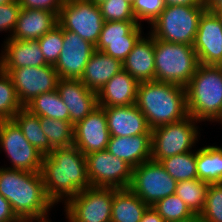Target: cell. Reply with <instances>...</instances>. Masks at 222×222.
I'll return each instance as SVG.
<instances>
[{
  "label": "cell",
  "instance_id": "cell-1",
  "mask_svg": "<svg viewBox=\"0 0 222 222\" xmlns=\"http://www.w3.org/2000/svg\"><path fill=\"white\" fill-rule=\"evenodd\" d=\"M41 174L46 194L54 205L65 204L80 191L91 187L85 155L75 145L54 148L45 155Z\"/></svg>",
  "mask_w": 222,
  "mask_h": 222
},
{
  "label": "cell",
  "instance_id": "cell-2",
  "mask_svg": "<svg viewBox=\"0 0 222 222\" xmlns=\"http://www.w3.org/2000/svg\"><path fill=\"white\" fill-rule=\"evenodd\" d=\"M0 194L20 220L49 218L55 206L48 198L41 172L0 167ZM49 213V215H48Z\"/></svg>",
  "mask_w": 222,
  "mask_h": 222
},
{
  "label": "cell",
  "instance_id": "cell-3",
  "mask_svg": "<svg viewBox=\"0 0 222 222\" xmlns=\"http://www.w3.org/2000/svg\"><path fill=\"white\" fill-rule=\"evenodd\" d=\"M136 105L151 130L189 116L185 87L174 83L139 82Z\"/></svg>",
  "mask_w": 222,
  "mask_h": 222
},
{
  "label": "cell",
  "instance_id": "cell-4",
  "mask_svg": "<svg viewBox=\"0 0 222 222\" xmlns=\"http://www.w3.org/2000/svg\"><path fill=\"white\" fill-rule=\"evenodd\" d=\"M185 90L188 114L212 123L222 109V67L199 64Z\"/></svg>",
  "mask_w": 222,
  "mask_h": 222
},
{
  "label": "cell",
  "instance_id": "cell-5",
  "mask_svg": "<svg viewBox=\"0 0 222 222\" xmlns=\"http://www.w3.org/2000/svg\"><path fill=\"white\" fill-rule=\"evenodd\" d=\"M155 81L186 86L199 65L193 46L154 39Z\"/></svg>",
  "mask_w": 222,
  "mask_h": 222
},
{
  "label": "cell",
  "instance_id": "cell-6",
  "mask_svg": "<svg viewBox=\"0 0 222 222\" xmlns=\"http://www.w3.org/2000/svg\"><path fill=\"white\" fill-rule=\"evenodd\" d=\"M206 6H166L148 31L154 39L193 46Z\"/></svg>",
  "mask_w": 222,
  "mask_h": 222
},
{
  "label": "cell",
  "instance_id": "cell-7",
  "mask_svg": "<svg viewBox=\"0 0 222 222\" xmlns=\"http://www.w3.org/2000/svg\"><path fill=\"white\" fill-rule=\"evenodd\" d=\"M198 123L201 122L189 115L183 120L152 129L151 159L159 162L177 154L193 151L192 147H195L201 137Z\"/></svg>",
  "mask_w": 222,
  "mask_h": 222
},
{
  "label": "cell",
  "instance_id": "cell-8",
  "mask_svg": "<svg viewBox=\"0 0 222 222\" xmlns=\"http://www.w3.org/2000/svg\"><path fill=\"white\" fill-rule=\"evenodd\" d=\"M115 188L89 187L64 204L68 222H111Z\"/></svg>",
  "mask_w": 222,
  "mask_h": 222
},
{
  "label": "cell",
  "instance_id": "cell-9",
  "mask_svg": "<svg viewBox=\"0 0 222 222\" xmlns=\"http://www.w3.org/2000/svg\"><path fill=\"white\" fill-rule=\"evenodd\" d=\"M58 24L63 30L76 33L96 46L104 19L99 5L90 0H65Z\"/></svg>",
  "mask_w": 222,
  "mask_h": 222
},
{
  "label": "cell",
  "instance_id": "cell-10",
  "mask_svg": "<svg viewBox=\"0 0 222 222\" xmlns=\"http://www.w3.org/2000/svg\"><path fill=\"white\" fill-rule=\"evenodd\" d=\"M177 181L162 167L160 162L148 160L133 168L129 189L148 206L175 194Z\"/></svg>",
  "mask_w": 222,
  "mask_h": 222
},
{
  "label": "cell",
  "instance_id": "cell-11",
  "mask_svg": "<svg viewBox=\"0 0 222 222\" xmlns=\"http://www.w3.org/2000/svg\"><path fill=\"white\" fill-rule=\"evenodd\" d=\"M0 149L11 163L5 168L41 172L44 155L29 143L12 119L0 120Z\"/></svg>",
  "mask_w": 222,
  "mask_h": 222
},
{
  "label": "cell",
  "instance_id": "cell-12",
  "mask_svg": "<svg viewBox=\"0 0 222 222\" xmlns=\"http://www.w3.org/2000/svg\"><path fill=\"white\" fill-rule=\"evenodd\" d=\"M87 176L93 187L129 188L133 167L106 149L85 155Z\"/></svg>",
  "mask_w": 222,
  "mask_h": 222
},
{
  "label": "cell",
  "instance_id": "cell-13",
  "mask_svg": "<svg viewBox=\"0 0 222 222\" xmlns=\"http://www.w3.org/2000/svg\"><path fill=\"white\" fill-rule=\"evenodd\" d=\"M6 72L15 87L19 102L24 107L34 97L54 91L59 80L53 65L1 69Z\"/></svg>",
  "mask_w": 222,
  "mask_h": 222
},
{
  "label": "cell",
  "instance_id": "cell-14",
  "mask_svg": "<svg viewBox=\"0 0 222 222\" xmlns=\"http://www.w3.org/2000/svg\"><path fill=\"white\" fill-rule=\"evenodd\" d=\"M137 21H104L95 50L123 62L143 36Z\"/></svg>",
  "mask_w": 222,
  "mask_h": 222
},
{
  "label": "cell",
  "instance_id": "cell-15",
  "mask_svg": "<svg viewBox=\"0 0 222 222\" xmlns=\"http://www.w3.org/2000/svg\"><path fill=\"white\" fill-rule=\"evenodd\" d=\"M63 40V47L54 68L59 78L80 79L95 51V45L68 30H63Z\"/></svg>",
  "mask_w": 222,
  "mask_h": 222
},
{
  "label": "cell",
  "instance_id": "cell-16",
  "mask_svg": "<svg viewBox=\"0 0 222 222\" xmlns=\"http://www.w3.org/2000/svg\"><path fill=\"white\" fill-rule=\"evenodd\" d=\"M193 48L199 64L222 63V25L214 12L206 9L202 13Z\"/></svg>",
  "mask_w": 222,
  "mask_h": 222
},
{
  "label": "cell",
  "instance_id": "cell-17",
  "mask_svg": "<svg viewBox=\"0 0 222 222\" xmlns=\"http://www.w3.org/2000/svg\"><path fill=\"white\" fill-rule=\"evenodd\" d=\"M110 134L103 107L97 106L82 121L74 125L73 145L84 155L105 150Z\"/></svg>",
  "mask_w": 222,
  "mask_h": 222
},
{
  "label": "cell",
  "instance_id": "cell-18",
  "mask_svg": "<svg viewBox=\"0 0 222 222\" xmlns=\"http://www.w3.org/2000/svg\"><path fill=\"white\" fill-rule=\"evenodd\" d=\"M56 90L69 110L73 125L82 121L98 106L97 93L88 89L80 79L59 78Z\"/></svg>",
  "mask_w": 222,
  "mask_h": 222
},
{
  "label": "cell",
  "instance_id": "cell-19",
  "mask_svg": "<svg viewBox=\"0 0 222 222\" xmlns=\"http://www.w3.org/2000/svg\"><path fill=\"white\" fill-rule=\"evenodd\" d=\"M103 108L110 136L151 135L146 118L136 104Z\"/></svg>",
  "mask_w": 222,
  "mask_h": 222
},
{
  "label": "cell",
  "instance_id": "cell-20",
  "mask_svg": "<svg viewBox=\"0 0 222 222\" xmlns=\"http://www.w3.org/2000/svg\"><path fill=\"white\" fill-rule=\"evenodd\" d=\"M0 53V69L39 67L48 65L38 40L5 39Z\"/></svg>",
  "mask_w": 222,
  "mask_h": 222
},
{
  "label": "cell",
  "instance_id": "cell-21",
  "mask_svg": "<svg viewBox=\"0 0 222 222\" xmlns=\"http://www.w3.org/2000/svg\"><path fill=\"white\" fill-rule=\"evenodd\" d=\"M139 82L127 71L115 74L98 92L100 107L127 106L136 104Z\"/></svg>",
  "mask_w": 222,
  "mask_h": 222
},
{
  "label": "cell",
  "instance_id": "cell-22",
  "mask_svg": "<svg viewBox=\"0 0 222 222\" xmlns=\"http://www.w3.org/2000/svg\"><path fill=\"white\" fill-rule=\"evenodd\" d=\"M146 35L138 40L122 62L123 70L138 82L155 80L154 37L149 32Z\"/></svg>",
  "mask_w": 222,
  "mask_h": 222
},
{
  "label": "cell",
  "instance_id": "cell-23",
  "mask_svg": "<svg viewBox=\"0 0 222 222\" xmlns=\"http://www.w3.org/2000/svg\"><path fill=\"white\" fill-rule=\"evenodd\" d=\"M58 24V16L51 11L21 8L16 27L10 38L38 40Z\"/></svg>",
  "mask_w": 222,
  "mask_h": 222
},
{
  "label": "cell",
  "instance_id": "cell-24",
  "mask_svg": "<svg viewBox=\"0 0 222 222\" xmlns=\"http://www.w3.org/2000/svg\"><path fill=\"white\" fill-rule=\"evenodd\" d=\"M151 135L110 136L106 150L130 166L137 167L151 160Z\"/></svg>",
  "mask_w": 222,
  "mask_h": 222
},
{
  "label": "cell",
  "instance_id": "cell-25",
  "mask_svg": "<svg viewBox=\"0 0 222 222\" xmlns=\"http://www.w3.org/2000/svg\"><path fill=\"white\" fill-rule=\"evenodd\" d=\"M123 70L120 60L95 50L85 66L80 80L88 89L97 93L115 74Z\"/></svg>",
  "mask_w": 222,
  "mask_h": 222
},
{
  "label": "cell",
  "instance_id": "cell-26",
  "mask_svg": "<svg viewBox=\"0 0 222 222\" xmlns=\"http://www.w3.org/2000/svg\"><path fill=\"white\" fill-rule=\"evenodd\" d=\"M148 207L129 188H115L111 222H140Z\"/></svg>",
  "mask_w": 222,
  "mask_h": 222
},
{
  "label": "cell",
  "instance_id": "cell-27",
  "mask_svg": "<svg viewBox=\"0 0 222 222\" xmlns=\"http://www.w3.org/2000/svg\"><path fill=\"white\" fill-rule=\"evenodd\" d=\"M12 120L21 129L29 143L44 156L54 150L42 130L40 117L38 115L33 114L25 107H22L20 111L13 116Z\"/></svg>",
  "mask_w": 222,
  "mask_h": 222
},
{
  "label": "cell",
  "instance_id": "cell-28",
  "mask_svg": "<svg viewBox=\"0 0 222 222\" xmlns=\"http://www.w3.org/2000/svg\"><path fill=\"white\" fill-rule=\"evenodd\" d=\"M198 179L209 184L222 183V147L206 145L197 149Z\"/></svg>",
  "mask_w": 222,
  "mask_h": 222
},
{
  "label": "cell",
  "instance_id": "cell-29",
  "mask_svg": "<svg viewBox=\"0 0 222 222\" xmlns=\"http://www.w3.org/2000/svg\"><path fill=\"white\" fill-rule=\"evenodd\" d=\"M24 107L39 117L70 122L69 110L57 90L34 97Z\"/></svg>",
  "mask_w": 222,
  "mask_h": 222
},
{
  "label": "cell",
  "instance_id": "cell-30",
  "mask_svg": "<svg viewBox=\"0 0 222 222\" xmlns=\"http://www.w3.org/2000/svg\"><path fill=\"white\" fill-rule=\"evenodd\" d=\"M197 150L177 154L160 160L166 172L177 182L198 179L196 166Z\"/></svg>",
  "mask_w": 222,
  "mask_h": 222
},
{
  "label": "cell",
  "instance_id": "cell-31",
  "mask_svg": "<svg viewBox=\"0 0 222 222\" xmlns=\"http://www.w3.org/2000/svg\"><path fill=\"white\" fill-rule=\"evenodd\" d=\"M209 183L200 179L177 182L175 194L187 205L193 214L200 215L205 205Z\"/></svg>",
  "mask_w": 222,
  "mask_h": 222
},
{
  "label": "cell",
  "instance_id": "cell-32",
  "mask_svg": "<svg viewBox=\"0 0 222 222\" xmlns=\"http://www.w3.org/2000/svg\"><path fill=\"white\" fill-rule=\"evenodd\" d=\"M41 127L53 148L73 145L74 125L69 121L40 117Z\"/></svg>",
  "mask_w": 222,
  "mask_h": 222
},
{
  "label": "cell",
  "instance_id": "cell-33",
  "mask_svg": "<svg viewBox=\"0 0 222 222\" xmlns=\"http://www.w3.org/2000/svg\"><path fill=\"white\" fill-rule=\"evenodd\" d=\"M22 107L10 76L0 69V120L12 119Z\"/></svg>",
  "mask_w": 222,
  "mask_h": 222
},
{
  "label": "cell",
  "instance_id": "cell-34",
  "mask_svg": "<svg viewBox=\"0 0 222 222\" xmlns=\"http://www.w3.org/2000/svg\"><path fill=\"white\" fill-rule=\"evenodd\" d=\"M153 208L165 222L184 220L194 215L176 194L169 195L159 200L154 204Z\"/></svg>",
  "mask_w": 222,
  "mask_h": 222
},
{
  "label": "cell",
  "instance_id": "cell-35",
  "mask_svg": "<svg viewBox=\"0 0 222 222\" xmlns=\"http://www.w3.org/2000/svg\"><path fill=\"white\" fill-rule=\"evenodd\" d=\"M63 29L57 24L38 39L40 50L47 64L55 65L63 47Z\"/></svg>",
  "mask_w": 222,
  "mask_h": 222
},
{
  "label": "cell",
  "instance_id": "cell-36",
  "mask_svg": "<svg viewBox=\"0 0 222 222\" xmlns=\"http://www.w3.org/2000/svg\"><path fill=\"white\" fill-rule=\"evenodd\" d=\"M200 216L203 222H222V183L209 184Z\"/></svg>",
  "mask_w": 222,
  "mask_h": 222
},
{
  "label": "cell",
  "instance_id": "cell-37",
  "mask_svg": "<svg viewBox=\"0 0 222 222\" xmlns=\"http://www.w3.org/2000/svg\"><path fill=\"white\" fill-rule=\"evenodd\" d=\"M99 8L104 21H136L132 6L125 0H106Z\"/></svg>",
  "mask_w": 222,
  "mask_h": 222
},
{
  "label": "cell",
  "instance_id": "cell-38",
  "mask_svg": "<svg viewBox=\"0 0 222 222\" xmlns=\"http://www.w3.org/2000/svg\"><path fill=\"white\" fill-rule=\"evenodd\" d=\"M165 7L164 0H135L132 11L138 24L144 20L151 25Z\"/></svg>",
  "mask_w": 222,
  "mask_h": 222
},
{
  "label": "cell",
  "instance_id": "cell-39",
  "mask_svg": "<svg viewBox=\"0 0 222 222\" xmlns=\"http://www.w3.org/2000/svg\"><path fill=\"white\" fill-rule=\"evenodd\" d=\"M21 10L18 0H14L10 3L0 5V32H8L10 35L5 37L9 39L16 27L18 15Z\"/></svg>",
  "mask_w": 222,
  "mask_h": 222
},
{
  "label": "cell",
  "instance_id": "cell-40",
  "mask_svg": "<svg viewBox=\"0 0 222 222\" xmlns=\"http://www.w3.org/2000/svg\"><path fill=\"white\" fill-rule=\"evenodd\" d=\"M18 2L21 8L51 11L59 16L65 0H18Z\"/></svg>",
  "mask_w": 222,
  "mask_h": 222
},
{
  "label": "cell",
  "instance_id": "cell-41",
  "mask_svg": "<svg viewBox=\"0 0 222 222\" xmlns=\"http://www.w3.org/2000/svg\"><path fill=\"white\" fill-rule=\"evenodd\" d=\"M11 204L0 194V222H19Z\"/></svg>",
  "mask_w": 222,
  "mask_h": 222
},
{
  "label": "cell",
  "instance_id": "cell-42",
  "mask_svg": "<svg viewBox=\"0 0 222 222\" xmlns=\"http://www.w3.org/2000/svg\"><path fill=\"white\" fill-rule=\"evenodd\" d=\"M166 6L182 5L188 7L205 6V0H164Z\"/></svg>",
  "mask_w": 222,
  "mask_h": 222
},
{
  "label": "cell",
  "instance_id": "cell-43",
  "mask_svg": "<svg viewBox=\"0 0 222 222\" xmlns=\"http://www.w3.org/2000/svg\"><path fill=\"white\" fill-rule=\"evenodd\" d=\"M140 222H165V221L152 206H149L147 210L144 212Z\"/></svg>",
  "mask_w": 222,
  "mask_h": 222
},
{
  "label": "cell",
  "instance_id": "cell-44",
  "mask_svg": "<svg viewBox=\"0 0 222 222\" xmlns=\"http://www.w3.org/2000/svg\"><path fill=\"white\" fill-rule=\"evenodd\" d=\"M205 6L209 11L222 10V0H205Z\"/></svg>",
  "mask_w": 222,
  "mask_h": 222
},
{
  "label": "cell",
  "instance_id": "cell-45",
  "mask_svg": "<svg viewBox=\"0 0 222 222\" xmlns=\"http://www.w3.org/2000/svg\"><path fill=\"white\" fill-rule=\"evenodd\" d=\"M175 222H203L202 218L200 215L194 214L193 216L184 219V220H178Z\"/></svg>",
  "mask_w": 222,
  "mask_h": 222
},
{
  "label": "cell",
  "instance_id": "cell-46",
  "mask_svg": "<svg viewBox=\"0 0 222 222\" xmlns=\"http://www.w3.org/2000/svg\"><path fill=\"white\" fill-rule=\"evenodd\" d=\"M214 12L217 16V18L219 19L221 25H222V10H217V11H211Z\"/></svg>",
  "mask_w": 222,
  "mask_h": 222
},
{
  "label": "cell",
  "instance_id": "cell-47",
  "mask_svg": "<svg viewBox=\"0 0 222 222\" xmlns=\"http://www.w3.org/2000/svg\"><path fill=\"white\" fill-rule=\"evenodd\" d=\"M215 122H217V123L222 125V109H221V111L219 113V116L213 121V123H215Z\"/></svg>",
  "mask_w": 222,
  "mask_h": 222
},
{
  "label": "cell",
  "instance_id": "cell-48",
  "mask_svg": "<svg viewBox=\"0 0 222 222\" xmlns=\"http://www.w3.org/2000/svg\"><path fill=\"white\" fill-rule=\"evenodd\" d=\"M32 222H51L50 218L40 219V220H32Z\"/></svg>",
  "mask_w": 222,
  "mask_h": 222
},
{
  "label": "cell",
  "instance_id": "cell-49",
  "mask_svg": "<svg viewBox=\"0 0 222 222\" xmlns=\"http://www.w3.org/2000/svg\"><path fill=\"white\" fill-rule=\"evenodd\" d=\"M14 0H0V5H4V4H7V3H10Z\"/></svg>",
  "mask_w": 222,
  "mask_h": 222
},
{
  "label": "cell",
  "instance_id": "cell-50",
  "mask_svg": "<svg viewBox=\"0 0 222 222\" xmlns=\"http://www.w3.org/2000/svg\"><path fill=\"white\" fill-rule=\"evenodd\" d=\"M92 2H94L95 4L99 5L101 4L102 2L106 1V0H90Z\"/></svg>",
  "mask_w": 222,
  "mask_h": 222
},
{
  "label": "cell",
  "instance_id": "cell-51",
  "mask_svg": "<svg viewBox=\"0 0 222 222\" xmlns=\"http://www.w3.org/2000/svg\"><path fill=\"white\" fill-rule=\"evenodd\" d=\"M129 5L133 6L135 0H125Z\"/></svg>",
  "mask_w": 222,
  "mask_h": 222
},
{
  "label": "cell",
  "instance_id": "cell-52",
  "mask_svg": "<svg viewBox=\"0 0 222 222\" xmlns=\"http://www.w3.org/2000/svg\"><path fill=\"white\" fill-rule=\"evenodd\" d=\"M19 222H32V220H20Z\"/></svg>",
  "mask_w": 222,
  "mask_h": 222
}]
</instances>
